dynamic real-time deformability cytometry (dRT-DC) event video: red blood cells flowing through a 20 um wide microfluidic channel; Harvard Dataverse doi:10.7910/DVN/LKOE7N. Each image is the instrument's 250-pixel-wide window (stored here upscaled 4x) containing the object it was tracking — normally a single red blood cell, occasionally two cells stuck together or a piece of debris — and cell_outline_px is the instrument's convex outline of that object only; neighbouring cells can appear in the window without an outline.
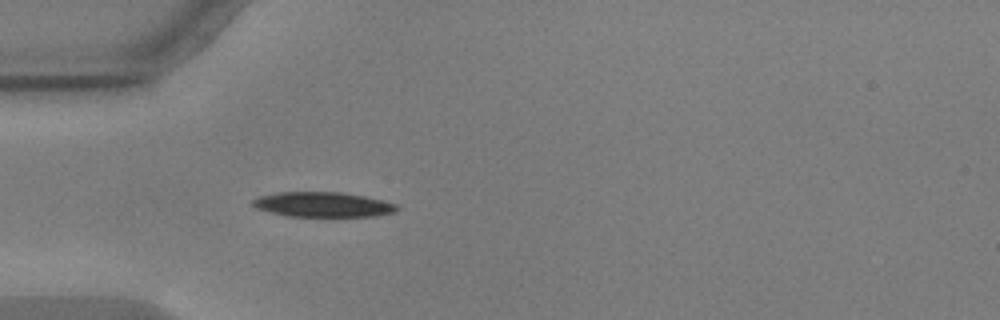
{"species": "common noctule bat (a hibernating species)", "species_latin": "Nyctalus noctula", "temperature_condition": "warm", "stored_images_in_passage": 22, "camera_frame_rate_fps": 3000, "um_per_image_px": 0.085, "animal": {"sex": "male", "body_mass_g": 17.9, "forearm_length_mm": 54.2}, "frame": {"image": 1, "passage_image": 1, "time_ms": 0.0, "image_size_px": [1000, 320], "cell_outline_px": [[400, 208], [396, 212], [376, 216], [288, 216], [256, 208], [252, 204], [252, 200], [260, 196], [276, 192], [344, 192], [384, 200], [400, 204]], "centroid_in_image_um": [27.53, 17.38], "position_along_channel_um": 57.5, "area_um2": 21.1}}
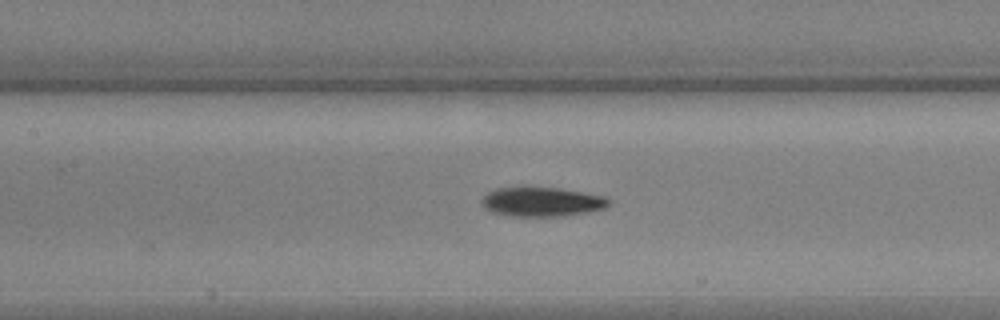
{"frame": {"image": 2, "passage_image": 10, "time_ms": 3.0, "image_size_px": [1000, 320], "cell_outline_px": [[612, 204], [604, 208], [564, 216], [512, 216], [492, 212], [484, 208], [480, 200], [488, 192], [496, 188], [560, 188], [584, 192], [604, 196], [612, 200]], "centroid_in_image_um": [46.08, 17.16], "position_along_channel_um": 161.3, "area_um2": 21.62}}
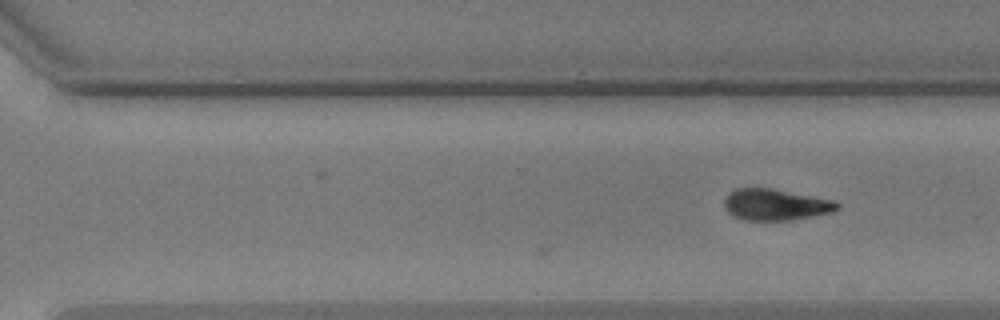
{"frame": {"image": 3, "passage_image": 22, "time_ms": 7.0, "image_size_px": [1000, 320], "cell_outline_px": [[840, 204], [832, 212], [788, 220], [744, 220], [728, 212], [724, 208], [724, 200], [728, 192], [736, 188], [772, 188], [832, 200]], "centroid_in_image_um": [65.86, 17.38], "position_along_channel_um": 304.7, "area_um2": 20.35}}